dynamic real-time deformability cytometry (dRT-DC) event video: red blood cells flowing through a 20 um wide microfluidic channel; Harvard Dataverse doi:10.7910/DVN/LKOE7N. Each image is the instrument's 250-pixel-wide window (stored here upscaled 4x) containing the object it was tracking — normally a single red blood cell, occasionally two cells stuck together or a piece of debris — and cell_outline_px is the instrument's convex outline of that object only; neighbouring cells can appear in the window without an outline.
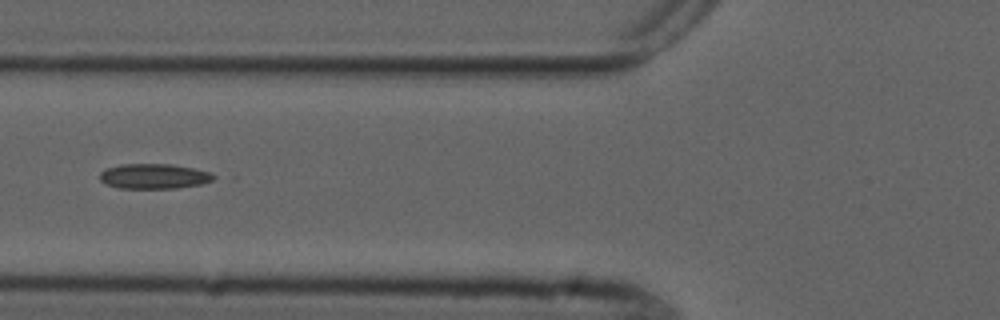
{"species": "common noctule bat (a hibernating species)", "species_latin": "Nyctalus noctula", "temperature_condition": "cold", "stored_images_in_passage": 52, "segment_of_instrument_passage": [2, 2], "camera_frame_rate_fps": 3000, "um_per_image_px": 0.085, "animal": {"sex": "male", "forearm_length_mm": 52.5}, "frame": {"image": 1, "passage_image": 19, "time_ms": 6.0, "image_size_px": [1000, 320], "cell_outline_px": [[216, 176], [212, 180], [200, 184], [176, 188], [120, 188], [104, 184], [100, 180], [100, 172], [108, 168], [120, 164], [168, 164], [192, 168], [208, 172]], "centroid_in_image_um": [13.04, 14.98], "position_along_channel_um": 112.8, "area_um2": 16.42}}
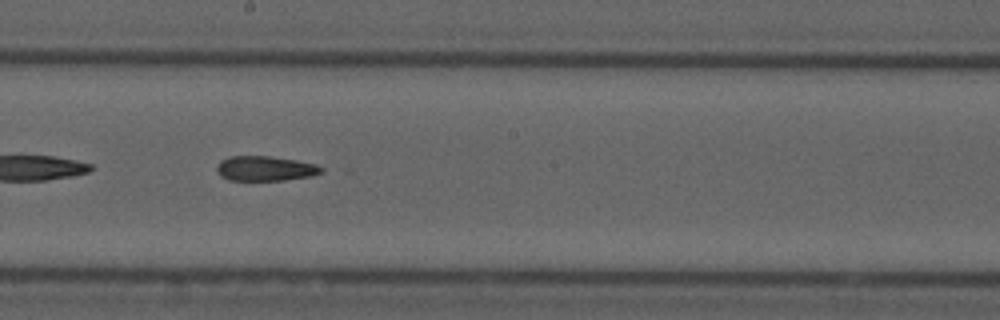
{"frame": {"image": 2, "passage_image": 28, "time_ms": 9.0, "image_size_px": [1000, 320], "cell_outline_px": [[324, 172], [312, 176], [284, 180], [228, 180], [220, 176], [216, 168], [220, 160], [232, 156], [268, 156], [296, 160], [316, 164], [324, 168]], "centroid_in_image_um": [22.56, 14.32], "position_along_channel_um": 225.6, "area_um2": 15.2}}
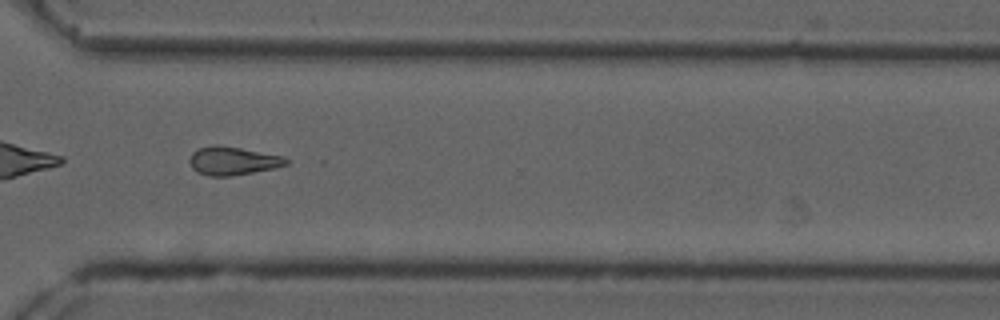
{"frame": {"image": 3, "passage_image": 38, "time_ms": 12.333, "image_size_px": [1000, 320], "cell_outline_px": [[288, 164], [276, 168], [232, 176], [208, 176], [196, 172], [192, 168], [188, 160], [192, 152], [200, 148], [212, 144], [216, 144], [240, 148], [284, 156], [288, 160]], "centroid_in_image_um": [19.77, 13.67], "position_along_channel_um": 350.8, "area_um2": 16.13}}